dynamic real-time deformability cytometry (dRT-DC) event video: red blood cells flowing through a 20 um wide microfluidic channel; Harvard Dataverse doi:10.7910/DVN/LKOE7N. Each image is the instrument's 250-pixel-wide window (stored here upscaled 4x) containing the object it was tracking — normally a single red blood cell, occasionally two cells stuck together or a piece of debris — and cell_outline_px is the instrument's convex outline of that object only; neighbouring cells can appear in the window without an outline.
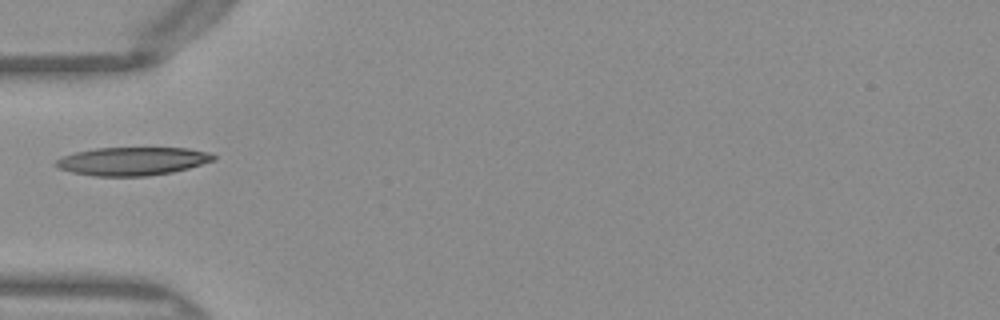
{"species": "Egyptian fruit bat (a non-hibernating species)", "species_latin": "Rousettus aegyptiacus", "temperature_condition": "warm", "stored_images_in_passage": 1, "camera_frame_rate_fps": 3000, "um_per_image_px": 0.085, "frame": {"image": 1, "passage_image": 1, "time_ms": 0.0, "image_size_px": [1000, 320], "cell_outline_px": [[216, 160], [188, 168], [172, 172], [148, 176], [96, 176], [72, 172], [60, 168], [52, 164], [56, 160], [64, 156], [76, 152], [96, 148], [188, 148], [212, 152], [216, 156]], "centroid_in_image_um": [11.3, 13.7], "position_along_channel_um": 73.7, "area_um2": 25.95}}